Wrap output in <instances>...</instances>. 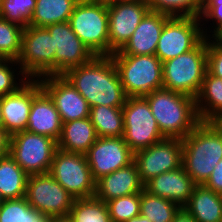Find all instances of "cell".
<instances>
[{
  "label": "cell",
  "mask_w": 222,
  "mask_h": 222,
  "mask_svg": "<svg viewBox=\"0 0 222 222\" xmlns=\"http://www.w3.org/2000/svg\"><path fill=\"white\" fill-rule=\"evenodd\" d=\"M143 190L144 183L133 161L128 166L98 179L95 183L94 196L106 203L114 198L141 193Z\"/></svg>",
  "instance_id": "cell-21"
},
{
  "label": "cell",
  "mask_w": 222,
  "mask_h": 222,
  "mask_svg": "<svg viewBox=\"0 0 222 222\" xmlns=\"http://www.w3.org/2000/svg\"><path fill=\"white\" fill-rule=\"evenodd\" d=\"M204 38L200 18L170 17L164 24L155 55L163 63L194 49Z\"/></svg>",
  "instance_id": "cell-12"
},
{
  "label": "cell",
  "mask_w": 222,
  "mask_h": 222,
  "mask_svg": "<svg viewBox=\"0 0 222 222\" xmlns=\"http://www.w3.org/2000/svg\"><path fill=\"white\" fill-rule=\"evenodd\" d=\"M125 222H150V221L147 218L143 217L142 215H138L132 217L130 220H127Z\"/></svg>",
  "instance_id": "cell-44"
},
{
  "label": "cell",
  "mask_w": 222,
  "mask_h": 222,
  "mask_svg": "<svg viewBox=\"0 0 222 222\" xmlns=\"http://www.w3.org/2000/svg\"><path fill=\"white\" fill-rule=\"evenodd\" d=\"M149 10L147 2H108L109 56L126 44Z\"/></svg>",
  "instance_id": "cell-16"
},
{
  "label": "cell",
  "mask_w": 222,
  "mask_h": 222,
  "mask_svg": "<svg viewBox=\"0 0 222 222\" xmlns=\"http://www.w3.org/2000/svg\"><path fill=\"white\" fill-rule=\"evenodd\" d=\"M50 222H73L69 214L50 217Z\"/></svg>",
  "instance_id": "cell-43"
},
{
  "label": "cell",
  "mask_w": 222,
  "mask_h": 222,
  "mask_svg": "<svg viewBox=\"0 0 222 222\" xmlns=\"http://www.w3.org/2000/svg\"><path fill=\"white\" fill-rule=\"evenodd\" d=\"M122 111L123 139L133 152L164 139L145 97H127Z\"/></svg>",
  "instance_id": "cell-9"
},
{
  "label": "cell",
  "mask_w": 222,
  "mask_h": 222,
  "mask_svg": "<svg viewBox=\"0 0 222 222\" xmlns=\"http://www.w3.org/2000/svg\"><path fill=\"white\" fill-rule=\"evenodd\" d=\"M62 126V119L53 100L42 88L32 100L26 131L58 141L61 136Z\"/></svg>",
  "instance_id": "cell-22"
},
{
  "label": "cell",
  "mask_w": 222,
  "mask_h": 222,
  "mask_svg": "<svg viewBox=\"0 0 222 222\" xmlns=\"http://www.w3.org/2000/svg\"><path fill=\"white\" fill-rule=\"evenodd\" d=\"M120 3H137V2H147V0H112Z\"/></svg>",
  "instance_id": "cell-45"
},
{
  "label": "cell",
  "mask_w": 222,
  "mask_h": 222,
  "mask_svg": "<svg viewBox=\"0 0 222 222\" xmlns=\"http://www.w3.org/2000/svg\"><path fill=\"white\" fill-rule=\"evenodd\" d=\"M197 184L181 166L153 177L144 184V189L156 196L166 198L183 208Z\"/></svg>",
  "instance_id": "cell-20"
},
{
  "label": "cell",
  "mask_w": 222,
  "mask_h": 222,
  "mask_svg": "<svg viewBox=\"0 0 222 222\" xmlns=\"http://www.w3.org/2000/svg\"><path fill=\"white\" fill-rule=\"evenodd\" d=\"M43 222H50V217H47Z\"/></svg>",
  "instance_id": "cell-50"
},
{
  "label": "cell",
  "mask_w": 222,
  "mask_h": 222,
  "mask_svg": "<svg viewBox=\"0 0 222 222\" xmlns=\"http://www.w3.org/2000/svg\"><path fill=\"white\" fill-rule=\"evenodd\" d=\"M217 122H218V123L220 124V126L222 127V119H219Z\"/></svg>",
  "instance_id": "cell-51"
},
{
  "label": "cell",
  "mask_w": 222,
  "mask_h": 222,
  "mask_svg": "<svg viewBox=\"0 0 222 222\" xmlns=\"http://www.w3.org/2000/svg\"><path fill=\"white\" fill-rule=\"evenodd\" d=\"M38 80L53 100L63 123L89 117L88 102L63 75H48Z\"/></svg>",
  "instance_id": "cell-17"
},
{
  "label": "cell",
  "mask_w": 222,
  "mask_h": 222,
  "mask_svg": "<svg viewBox=\"0 0 222 222\" xmlns=\"http://www.w3.org/2000/svg\"><path fill=\"white\" fill-rule=\"evenodd\" d=\"M42 89L38 79H29L17 91L0 97L3 136L26 131L34 96Z\"/></svg>",
  "instance_id": "cell-18"
},
{
  "label": "cell",
  "mask_w": 222,
  "mask_h": 222,
  "mask_svg": "<svg viewBox=\"0 0 222 222\" xmlns=\"http://www.w3.org/2000/svg\"><path fill=\"white\" fill-rule=\"evenodd\" d=\"M53 37L54 75H64L69 69L89 62L95 55L73 32L69 22L45 27Z\"/></svg>",
  "instance_id": "cell-15"
},
{
  "label": "cell",
  "mask_w": 222,
  "mask_h": 222,
  "mask_svg": "<svg viewBox=\"0 0 222 222\" xmlns=\"http://www.w3.org/2000/svg\"><path fill=\"white\" fill-rule=\"evenodd\" d=\"M151 11L170 17H201L202 0H147Z\"/></svg>",
  "instance_id": "cell-33"
},
{
  "label": "cell",
  "mask_w": 222,
  "mask_h": 222,
  "mask_svg": "<svg viewBox=\"0 0 222 222\" xmlns=\"http://www.w3.org/2000/svg\"><path fill=\"white\" fill-rule=\"evenodd\" d=\"M222 0H202L201 5V15L211 6V5H221Z\"/></svg>",
  "instance_id": "cell-42"
},
{
  "label": "cell",
  "mask_w": 222,
  "mask_h": 222,
  "mask_svg": "<svg viewBox=\"0 0 222 222\" xmlns=\"http://www.w3.org/2000/svg\"><path fill=\"white\" fill-rule=\"evenodd\" d=\"M182 167L197 185H203L222 159V127L201 121L182 139Z\"/></svg>",
  "instance_id": "cell-2"
},
{
  "label": "cell",
  "mask_w": 222,
  "mask_h": 222,
  "mask_svg": "<svg viewBox=\"0 0 222 222\" xmlns=\"http://www.w3.org/2000/svg\"><path fill=\"white\" fill-rule=\"evenodd\" d=\"M200 19L204 37L214 38L222 30V4L211 5Z\"/></svg>",
  "instance_id": "cell-37"
},
{
  "label": "cell",
  "mask_w": 222,
  "mask_h": 222,
  "mask_svg": "<svg viewBox=\"0 0 222 222\" xmlns=\"http://www.w3.org/2000/svg\"><path fill=\"white\" fill-rule=\"evenodd\" d=\"M98 136L90 117L63 123L57 148L66 152L85 154Z\"/></svg>",
  "instance_id": "cell-23"
},
{
  "label": "cell",
  "mask_w": 222,
  "mask_h": 222,
  "mask_svg": "<svg viewBox=\"0 0 222 222\" xmlns=\"http://www.w3.org/2000/svg\"><path fill=\"white\" fill-rule=\"evenodd\" d=\"M4 199L2 198L1 194H0V205L3 203Z\"/></svg>",
  "instance_id": "cell-49"
},
{
  "label": "cell",
  "mask_w": 222,
  "mask_h": 222,
  "mask_svg": "<svg viewBox=\"0 0 222 222\" xmlns=\"http://www.w3.org/2000/svg\"><path fill=\"white\" fill-rule=\"evenodd\" d=\"M46 218L32 208L25 197L4 200L0 205V222H43Z\"/></svg>",
  "instance_id": "cell-31"
},
{
  "label": "cell",
  "mask_w": 222,
  "mask_h": 222,
  "mask_svg": "<svg viewBox=\"0 0 222 222\" xmlns=\"http://www.w3.org/2000/svg\"><path fill=\"white\" fill-rule=\"evenodd\" d=\"M207 71V38L194 49L162 63L163 88L196 99Z\"/></svg>",
  "instance_id": "cell-4"
},
{
  "label": "cell",
  "mask_w": 222,
  "mask_h": 222,
  "mask_svg": "<svg viewBox=\"0 0 222 222\" xmlns=\"http://www.w3.org/2000/svg\"><path fill=\"white\" fill-rule=\"evenodd\" d=\"M94 1H100V2H106V3H108V2H111L112 0H94Z\"/></svg>",
  "instance_id": "cell-48"
},
{
  "label": "cell",
  "mask_w": 222,
  "mask_h": 222,
  "mask_svg": "<svg viewBox=\"0 0 222 222\" xmlns=\"http://www.w3.org/2000/svg\"><path fill=\"white\" fill-rule=\"evenodd\" d=\"M180 207L171 200L153 195L145 189L140 193V215L150 222H172Z\"/></svg>",
  "instance_id": "cell-29"
},
{
  "label": "cell",
  "mask_w": 222,
  "mask_h": 222,
  "mask_svg": "<svg viewBox=\"0 0 222 222\" xmlns=\"http://www.w3.org/2000/svg\"><path fill=\"white\" fill-rule=\"evenodd\" d=\"M0 135H3V114H2L1 105H0Z\"/></svg>",
  "instance_id": "cell-46"
},
{
  "label": "cell",
  "mask_w": 222,
  "mask_h": 222,
  "mask_svg": "<svg viewBox=\"0 0 222 222\" xmlns=\"http://www.w3.org/2000/svg\"><path fill=\"white\" fill-rule=\"evenodd\" d=\"M85 156L95 182L134 161L123 137H98Z\"/></svg>",
  "instance_id": "cell-14"
},
{
  "label": "cell",
  "mask_w": 222,
  "mask_h": 222,
  "mask_svg": "<svg viewBox=\"0 0 222 222\" xmlns=\"http://www.w3.org/2000/svg\"><path fill=\"white\" fill-rule=\"evenodd\" d=\"M169 18L149 10L126 44L112 55H155L164 24Z\"/></svg>",
  "instance_id": "cell-19"
},
{
  "label": "cell",
  "mask_w": 222,
  "mask_h": 222,
  "mask_svg": "<svg viewBox=\"0 0 222 222\" xmlns=\"http://www.w3.org/2000/svg\"><path fill=\"white\" fill-rule=\"evenodd\" d=\"M24 27L0 17V58L17 60L22 43Z\"/></svg>",
  "instance_id": "cell-32"
},
{
  "label": "cell",
  "mask_w": 222,
  "mask_h": 222,
  "mask_svg": "<svg viewBox=\"0 0 222 222\" xmlns=\"http://www.w3.org/2000/svg\"><path fill=\"white\" fill-rule=\"evenodd\" d=\"M89 117L98 137H123L124 116L122 107L93 106L90 108Z\"/></svg>",
  "instance_id": "cell-28"
},
{
  "label": "cell",
  "mask_w": 222,
  "mask_h": 222,
  "mask_svg": "<svg viewBox=\"0 0 222 222\" xmlns=\"http://www.w3.org/2000/svg\"><path fill=\"white\" fill-rule=\"evenodd\" d=\"M79 0H36V8L30 26L47 27L56 23L68 22Z\"/></svg>",
  "instance_id": "cell-27"
},
{
  "label": "cell",
  "mask_w": 222,
  "mask_h": 222,
  "mask_svg": "<svg viewBox=\"0 0 222 222\" xmlns=\"http://www.w3.org/2000/svg\"><path fill=\"white\" fill-rule=\"evenodd\" d=\"M90 108L98 105L123 107L127 96L111 56H94L89 62L69 69L63 75Z\"/></svg>",
  "instance_id": "cell-1"
},
{
  "label": "cell",
  "mask_w": 222,
  "mask_h": 222,
  "mask_svg": "<svg viewBox=\"0 0 222 222\" xmlns=\"http://www.w3.org/2000/svg\"><path fill=\"white\" fill-rule=\"evenodd\" d=\"M164 138H185L201 121L196 99L165 88L144 96Z\"/></svg>",
  "instance_id": "cell-3"
},
{
  "label": "cell",
  "mask_w": 222,
  "mask_h": 222,
  "mask_svg": "<svg viewBox=\"0 0 222 222\" xmlns=\"http://www.w3.org/2000/svg\"><path fill=\"white\" fill-rule=\"evenodd\" d=\"M28 174L8 153L0 161V194L4 200L25 197Z\"/></svg>",
  "instance_id": "cell-26"
},
{
  "label": "cell",
  "mask_w": 222,
  "mask_h": 222,
  "mask_svg": "<svg viewBox=\"0 0 222 222\" xmlns=\"http://www.w3.org/2000/svg\"><path fill=\"white\" fill-rule=\"evenodd\" d=\"M203 185L215 193L222 195V159L218 162L213 172Z\"/></svg>",
  "instance_id": "cell-39"
},
{
  "label": "cell",
  "mask_w": 222,
  "mask_h": 222,
  "mask_svg": "<svg viewBox=\"0 0 222 222\" xmlns=\"http://www.w3.org/2000/svg\"><path fill=\"white\" fill-rule=\"evenodd\" d=\"M172 222H196L194 217L189 214L184 208H180V210L175 214Z\"/></svg>",
  "instance_id": "cell-40"
},
{
  "label": "cell",
  "mask_w": 222,
  "mask_h": 222,
  "mask_svg": "<svg viewBox=\"0 0 222 222\" xmlns=\"http://www.w3.org/2000/svg\"><path fill=\"white\" fill-rule=\"evenodd\" d=\"M182 140L164 138L163 140L134 152V162L140 179L145 184L153 177L182 166Z\"/></svg>",
  "instance_id": "cell-13"
},
{
  "label": "cell",
  "mask_w": 222,
  "mask_h": 222,
  "mask_svg": "<svg viewBox=\"0 0 222 222\" xmlns=\"http://www.w3.org/2000/svg\"><path fill=\"white\" fill-rule=\"evenodd\" d=\"M36 8V0H1L0 17L27 27Z\"/></svg>",
  "instance_id": "cell-34"
},
{
  "label": "cell",
  "mask_w": 222,
  "mask_h": 222,
  "mask_svg": "<svg viewBox=\"0 0 222 222\" xmlns=\"http://www.w3.org/2000/svg\"><path fill=\"white\" fill-rule=\"evenodd\" d=\"M28 80L15 60H0V97L17 91Z\"/></svg>",
  "instance_id": "cell-36"
},
{
  "label": "cell",
  "mask_w": 222,
  "mask_h": 222,
  "mask_svg": "<svg viewBox=\"0 0 222 222\" xmlns=\"http://www.w3.org/2000/svg\"><path fill=\"white\" fill-rule=\"evenodd\" d=\"M207 71L222 79V44L207 38Z\"/></svg>",
  "instance_id": "cell-38"
},
{
  "label": "cell",
  "mask_w": 222,
  "mask_h": 222,
  "mask_svg": "<svg viewBox=\"0 0 222 222\" xmlns=\"http://www.w3.org/2000/svg\"><path fill=\"white\" fill-rule=\"evenodd\" d=\"M216 42L222 44V30L213 38Z\"/></svg>",
  "instance_id": "cell-47"
},
{
  "label": "cell",
  "mask_w": 222,
  "mask_h": 222,
  "mask_svg": "<svg viewBox=\"0 0 222 222\" xmlns=\"http://www.w3.org/2000/svg\"><path fill=\"white\" fill-rule=\"evenodd\" d=\"M25 198L32 208L47 217L69 214L75 201L49 172L28 176Z\"/></svg>",
  "instance_id": "cell-11"
},
{
  "label": "cell",
  "mask_w": 222,
  "mask_h": 222,
  "mask_svg": "<svg viewBox=\"0 0 222 222\" xmlns=\"http://www.w3.org/2000/svg\"><path fill=\"white\" fill-rule=\"evenodd\" d=\"M106 204L112 222H125L140 215V193L114 198Z\"/></svg>",
  "instance_id": "cell-35"
},
{
  "label": "cell",
  "mask_w": 222,
  "mask_h": 222,
  "mask_svg": "<svg viewBox=\"0 0 222 222\" xmlns=\"http://www.w3.org/2000/svg\"><path fill=\"white\" fill-rule=\"evenodd\" d=\"M8 154V137L0 135V161Z\"/></svg>",
  "instance_id": "cell-41"
},
{
  "label": "cell",
  "mask_w": 222,
  "mask_h": 222,
  "mask_svg": "<svg viewBox=\"0 0 222 222\" xmlns=\"http://www.w3.org/2000/svg\"><path fill=\"white\" fill-rule=\"evenodd\" d=\"M196 222H222V195L204 185H196L183 207Z\"/></svg>",
  "instance_id": "cell-24"
},
{
  "label": "cell",
  "mask_w": 222,
  "mask_h": 222,
  "mask_svg": "<svg viewBox=\"0 0 222 222\" xmlns=\"http://www.w3.org/2000/svg\"><path fill=\"white\" fill-rule=\"evenodd\" d=\"M49 173L75 199L95 195V181L85 154L55 151Z\"/></svg>",
  "instance_id": "cell-10"
},
{
  "label": "cell",
  "mask_w": 222,
  "mask_h": 222,
  "mask_svg": "<svg viewBox=\"0 0 222 222\" xmlns=\"http://www.w3.org/2000/svg\"><path fill=\"white\" fill-rule=\"evenodd\" d=\"M53 37L45 27L30 26L24 28L21 51L16 62L29 79H39L54 75Z\"/></svg>",
  "instance_id": "cell-7"
},
{
  "label": "cell",
  "mask_w": 222,
  "mask_h": 222,
  "mask_svg": "<svg viewBox=\"0 0 222 222\" xmlns=\"http://www.w3.org/2000/svg\"><path fill=\"white\" fill-rule=\"evenodd\" d=\"M68 22L95 56H109L108 3L79 0Z\"/></svg>",
  "instance_id": "cell-5"
},
{
  "label": "cell",
  "mask_w": 222,
  "mask_h": 222,
  "mask_svg": "<svg viewBox=\"0 0 222 222\" xmlns=\"http://www.w3.org/2000/svg\"><path fill=\"white\" fill-rule=\"evenodd\" d=\"M127 97H144L163 88L162 62L156 55H111Z\"/></svg>",
  "instance_id": "cell-6"
},
{
  "label": "cell",
  "mask_w": 222,
  "mask_h": 222,
  "mask_svg": "<svg viewBox=\"0 0 222 222\" xmlns=\"http://www.w3.org/2000/svg\"><path fill=\"white\" fill-rule=\"evenodd\" d=\"M69 215L73 222H112L107 204L95 196L75 199Z\"/></svg>",
  "instance_id": "cell-30"
},
{
  "label": "cell",
  "mask_w": 222,
  "mask_h": 222,
  "mask_svg": "<svg viewBox=\"0 0 222 222\" xmlns=\"http://www.w3.org/2000/svg\"><path fill=\"white\" fill-rule=\"evenodd\" d=\"M196 109L200 121H218L222 117V79L208 71L196 97Z\"/></svg>",
  "instance_id": "cell-25"
},
{
  "label": "cell",
  "mask_w": 222,
  "mask_h": 222,
  "mask_svg": "<svg viewBox=\"0 0 222 222\" xmlns=\"http://www.w3.org/2000/svg\"><path fill=\"white\" fill-rule=\"evenodd\" d=\"M57 141L53 138L21 131L8 138V153L28 174L49 172Z\"/></svg>",
  "instance_id": "cell-8"
}]
</instances>
